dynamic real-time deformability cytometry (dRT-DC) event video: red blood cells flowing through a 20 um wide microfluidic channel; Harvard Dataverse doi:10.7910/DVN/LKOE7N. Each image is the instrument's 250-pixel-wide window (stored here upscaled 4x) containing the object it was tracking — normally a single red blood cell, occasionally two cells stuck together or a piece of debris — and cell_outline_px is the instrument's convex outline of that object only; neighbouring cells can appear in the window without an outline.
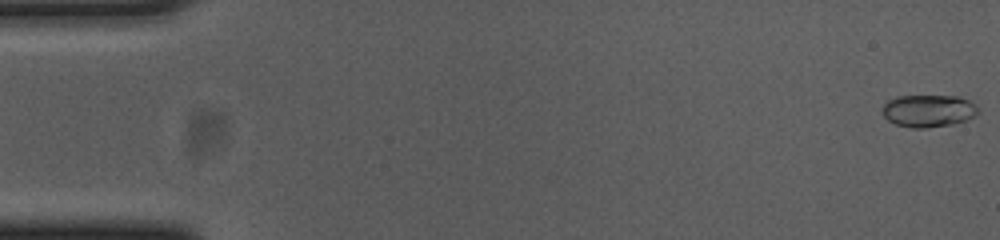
{"species": "common noctule bat (a hibernating species)", "species_latin": "Nyctalus noctula", "temperature_condition": "cold", "stored_images_in_passage": 5, "camera_frame_rate_fps": 3000, "um_per_image_px": 0.085, "animal": {"sex": "female", "body_mass_g": 23.0, "forearm_length_mm": 53.4}, "frame": {"image": 1, "passage_image": 1, "time_ms": 0.0, "image_size_px": [1000, 240], "cell_outline_px": [[980, 112], [976, 116], [968, 120], [952, 124], [928, 128], [912, 128], [896, 124], [888, 120], [880, 112], [884, 104], [888, 100], [896, 96], [956, 96], [968, 100], [976, 104], [980, 108]], "centroid_in_image_um": [78.94, 9.42], "position_along_channel_um": 6.1, "area_um2": 18.38}}